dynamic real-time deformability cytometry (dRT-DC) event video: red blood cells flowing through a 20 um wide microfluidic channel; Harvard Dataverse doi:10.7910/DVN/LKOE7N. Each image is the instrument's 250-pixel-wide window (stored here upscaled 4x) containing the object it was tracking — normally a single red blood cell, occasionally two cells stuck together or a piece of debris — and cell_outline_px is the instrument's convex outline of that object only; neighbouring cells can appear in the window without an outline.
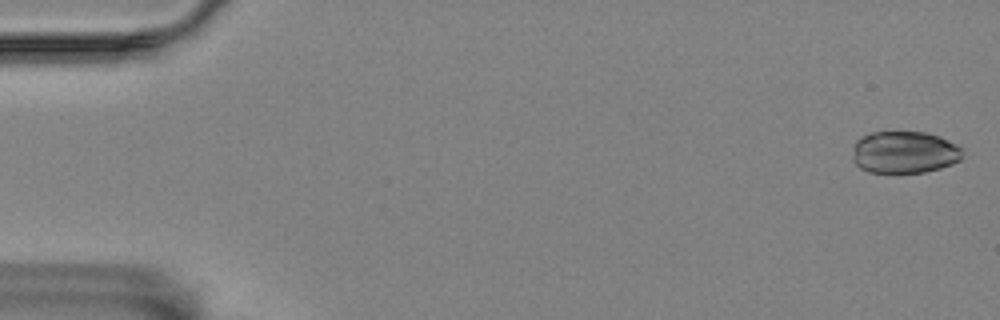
{"species": "Egyptian fruit bat (a non-hibernating species)", "species_latin": "Rousettus aegyptiacus", "temperature_condition": "room temperature", "stored_images_in_passage": 15, "camera_frame_rate_fps": 3000, "um_per_image_px": 0.085, "animal": {"sex": "female"}, "frame": {"image": 1, "passage_image": 2, "time_ms": 0.333, "image_size_px": [1000, 320], "cell_outline_px": [[964, 148], [960, 160], [952, 164], [940, 168], [924, 172], [868, 172], [860, 168], [852, 160], [852, 148], [856, 140], [872, 132], [924, 132], [940, 136]], "centroid_in_image_um": [76.87, 12.94], "position_along_channel_um": 8.1, "area_um2": 27.17}}